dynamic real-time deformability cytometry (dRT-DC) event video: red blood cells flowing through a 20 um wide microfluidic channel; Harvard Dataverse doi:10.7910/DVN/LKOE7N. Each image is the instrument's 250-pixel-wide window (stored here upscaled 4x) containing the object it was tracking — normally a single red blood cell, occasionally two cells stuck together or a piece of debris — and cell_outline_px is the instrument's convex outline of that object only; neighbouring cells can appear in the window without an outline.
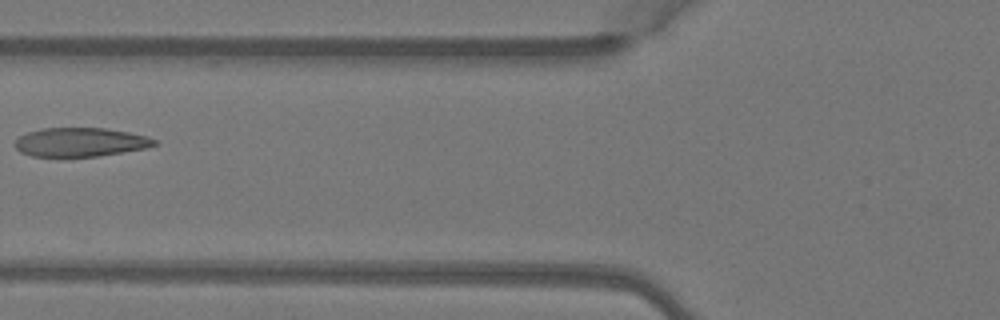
{"species": "Egyptian fruit bat (a non-hibernating species)", "species_latin": "Rousettus aegyptiacus", "temperature_condition": "warm", "stored_images_in_passage": 2, "camera_frame_rate_fps": 3000, "um_per_image_px": 0.085, "animal": {"sex": "female"}, "frame": {"image": 1, "passage_image": 2, "time_ms": 0.333, "image_size_px": [1000, 320], "cell_outline_px": [[160, 144], [144, 148], [96, 156], [32, 156], [20, 152], [12, 144], [20, 136], [28, 132], [44, 128], [104, 128], [128, 132], [148, 136], [156, 140]], "centroid_in_image_um": [6.82, 12.07], "position_along_channel_um": 119.0, "area_um2": 23.29}}